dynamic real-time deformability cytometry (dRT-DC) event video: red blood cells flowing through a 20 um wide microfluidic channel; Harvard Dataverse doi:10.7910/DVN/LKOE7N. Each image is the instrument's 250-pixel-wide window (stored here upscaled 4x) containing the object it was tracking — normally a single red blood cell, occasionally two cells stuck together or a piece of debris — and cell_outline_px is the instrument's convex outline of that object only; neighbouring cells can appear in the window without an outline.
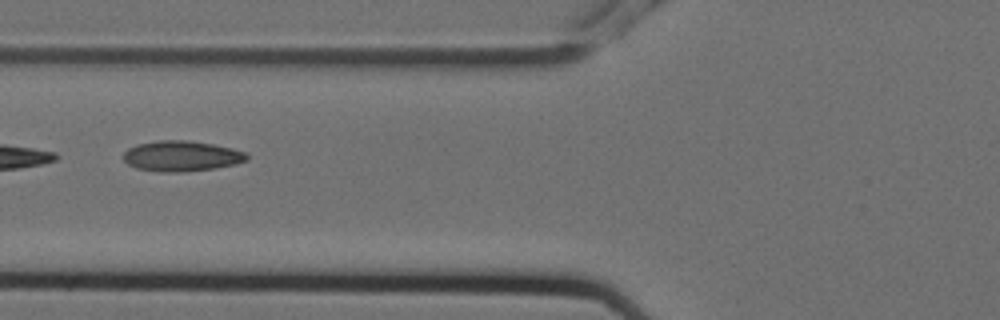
{"species": "Egyptian fruit bat (a non-hibernating species)", "species_latin": "Rousettus aegyptiacus", "temperature_condition": "cold", "stored_images_in_passage": 6, "camera_frame_rate_fps": 3000, "um_per_image_px": 0.085, "animal": {"sex": "female"}, "frame": {"image": 1, "passage_image": 6, "time_ms": 1.667, "image_size_px": [1000, 320], "cell_outline_px": [[248, 160], [236, 164], [216, 168], [180, 172], [160, 172], [136, 168], [128, 164], [124, 160], [124, 152], [128, 148], [136, 144], [160, 140], [188, 140], [212, 144], [232, 148], [248, 152]], "centroid_in_image_um": [15.45, 13.26], "position_along_channel_um": 110.4, "area_um2": 22.08}}